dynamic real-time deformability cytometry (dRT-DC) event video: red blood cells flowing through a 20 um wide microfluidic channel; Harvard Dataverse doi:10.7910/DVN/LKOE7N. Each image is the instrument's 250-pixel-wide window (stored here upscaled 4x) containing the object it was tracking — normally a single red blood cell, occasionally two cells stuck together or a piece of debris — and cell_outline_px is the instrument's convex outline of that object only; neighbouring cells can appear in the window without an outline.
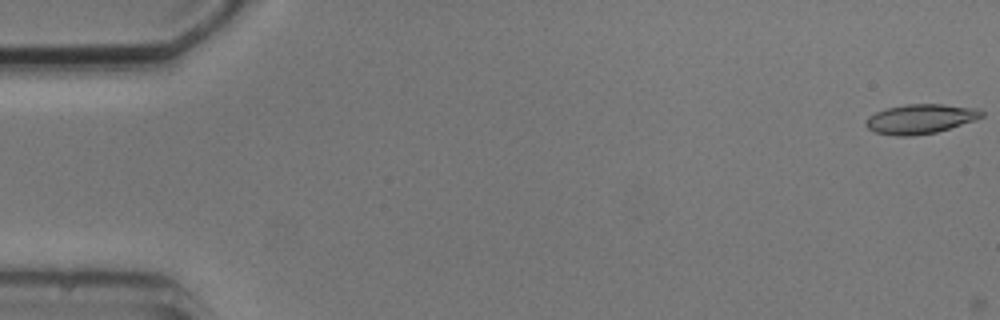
{"species": "common noctule bat (a hibernating species)", "species_latin": "Nyctalus noctula", "temperature_condition": "cold", "stored_images_in_passage": 2, "camera_frame_rate_fps": 3000, "um_per_image_px": 0.085, "animal": {"sex": "male", "body_mass_g": 20.5, "forearm_length_mm": 52.5}, "frame": {"image": 1, "passage_image": 1, "time_ms": 0.0, "image_size_px": [1000, 320], "cell_outline_px": [[984, 116], [976, 120], [936, 132], [912, 136], [896, 136], [876, 132], [868, 128], [864, 124], [864, 120], [868, 116], [884, 108], [904, 104], [944, 104], [980, 108], [984, 112]], "centroid_in_image_um": [78.24, 10.09], "position_along_channel_um": 6.8, "area_um2": 20.23}}